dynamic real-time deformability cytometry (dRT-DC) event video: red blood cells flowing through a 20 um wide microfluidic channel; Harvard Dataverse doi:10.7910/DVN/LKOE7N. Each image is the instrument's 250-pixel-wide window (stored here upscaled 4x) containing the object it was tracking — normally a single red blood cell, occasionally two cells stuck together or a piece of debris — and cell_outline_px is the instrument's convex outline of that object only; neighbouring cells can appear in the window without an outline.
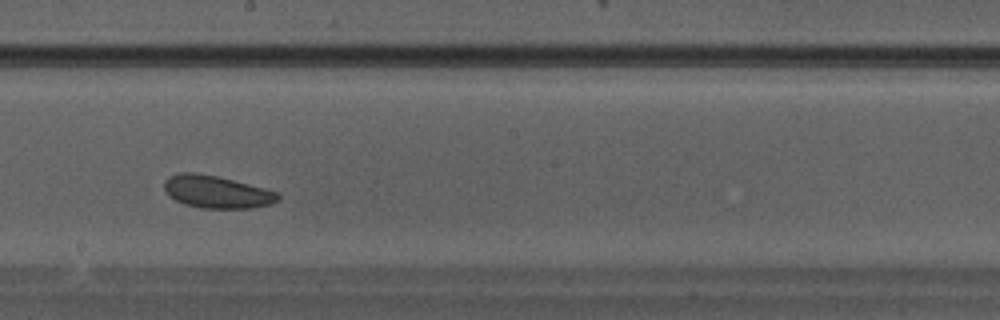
{"species": "Egyptian fruit bat (a non-hibernating species)", "species_latin": "Rousettus aegyptiacus", "temperature_condition": "warm", "stored_images_in_passage": 29, "camera_frame_rate_fps": 3000, "um_per_image_px": 0.085, "animal": {"sex": "male"}, "frame": {"image": 1, "passage_image": 13, "time_ms": 4.0, "image_size_px": [1000, 320], "cell_outline_px": [[280, 200], [272, 204], [252, 208], [200, 208], [184, 204], [168, 196], [164, 188], [164, 180], [168, 176], [180, 172], [196, 172], [216, 176], [264, 188], [276, 192], [280, 196]], "centroid_in_image_um": [18.39, 16.31], "position_along_channel_um": 229.8, "area_um2": 21.62}}
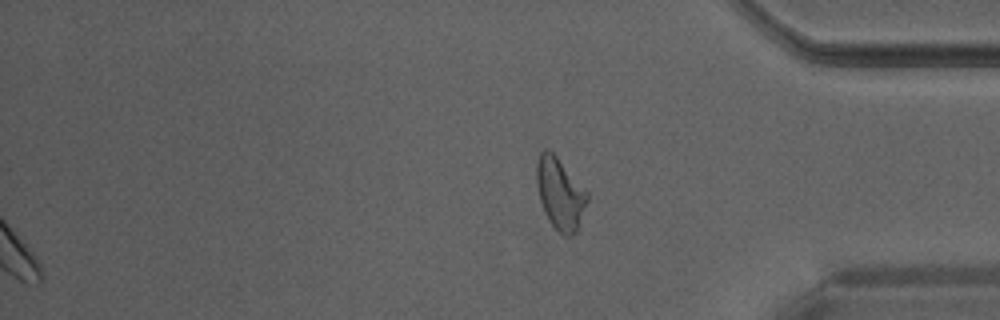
{"frame": {"image": 2, "passage_image": 29, "time_ms": 9.333, "image_size_px": [1000, 320], "cell_outline_px": [[588, 200], [576, 232], [568, 236], [564, 236], [548, 220], [544, 212], [540, 200], [536, 184], [536, 164], [540, 152], [544, 148], [548, 148], [556, 156], [588, 192]], "centroid_in_image_um": [47.59, 16.44], "position_along_channel_um": 387.6, "area_um2": 20.98}}